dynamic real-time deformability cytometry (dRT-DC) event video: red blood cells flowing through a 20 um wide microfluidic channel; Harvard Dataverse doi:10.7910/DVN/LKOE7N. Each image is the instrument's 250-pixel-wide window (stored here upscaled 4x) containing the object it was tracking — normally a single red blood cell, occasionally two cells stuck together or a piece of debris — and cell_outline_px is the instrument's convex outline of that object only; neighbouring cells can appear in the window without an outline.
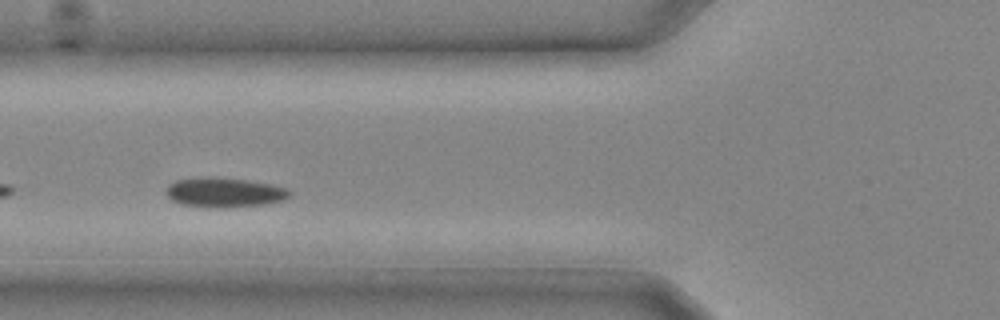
{"species": "common noctule bat (a hibernating species)", "species_latin": "Nyctalus noctula", "temperature_condition": "cold", "stored_images_in_passage": 9, "camera_frame_rate_fps": 3000, "um_per_image_px": 0.085, "animal": {"sex": "male", "body_mass_g": 20.4}, "frame": {"image": 1, "passage_image": 4, "time_ms": 1.0, "image_size_px": [1000, 320], "cell_outline_px": [[292, 196], [284, 200], [264, 204], [228, 208], [208, 208], [180, 204], [172, 200], [164, 192], [164, 188], [168, 184], [176, 180], [208, 176], [248, 180], [272, 184], [288, 188], [292, 192]], "centroid_in_image_um": [19.07, 16.36], "position_along_channel_um": 106.7, "area_um2": 21.91}}
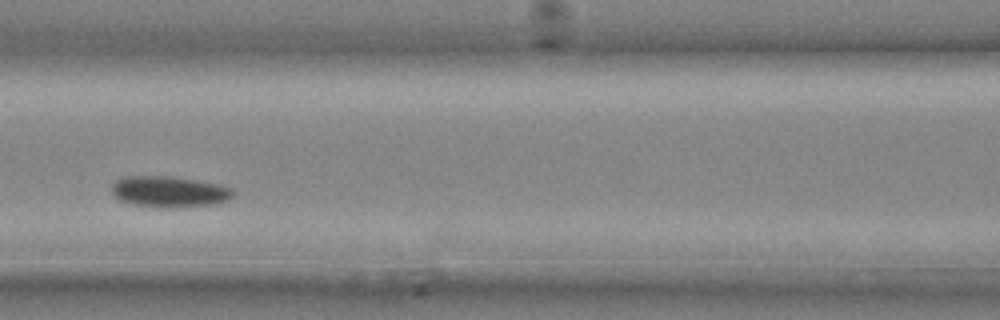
{"frame": {"image": 2, "passage_image": 6, "time_ms": 1.667, "image_size_px": [1000, 320], "cell_outline_px": [[232, 196], [228, 200], [216, 204], [176, 208], [156, 208], [132, 204], [116, 200], [112, 196], [112, 184], [116, 180], [124, 176], [168, 176], [196, 180], [220, 184], [232, 188]], "centroid_in_image_um": [14.34, 16.31], "position_along_channel_um": 152.3, "area_um2": 22.43}}
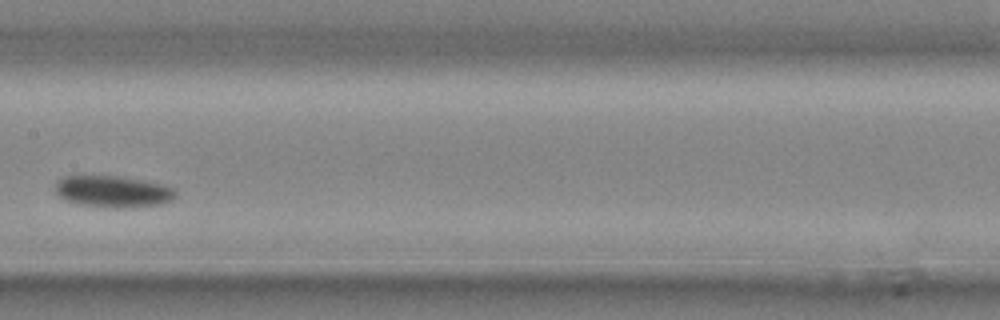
{"frame": {"image": 3, "passage_image": 8, "time_ms": 2.333, "image_size_px": [1000, 320], "cell_outline_px": [[176, 196], [172, 200], [164, 204], [132, 208], [108, 208], [80, 204], [64, 200], [56, 192], [56, 184], [64, 176], [116, 176], [144, 180], [164, 184], [172, 188], [176, 192]], "centroid_in_image_um": [9.66, 16.3], "position_along_channel_um": 197.7, "area_um2": 22.37}}